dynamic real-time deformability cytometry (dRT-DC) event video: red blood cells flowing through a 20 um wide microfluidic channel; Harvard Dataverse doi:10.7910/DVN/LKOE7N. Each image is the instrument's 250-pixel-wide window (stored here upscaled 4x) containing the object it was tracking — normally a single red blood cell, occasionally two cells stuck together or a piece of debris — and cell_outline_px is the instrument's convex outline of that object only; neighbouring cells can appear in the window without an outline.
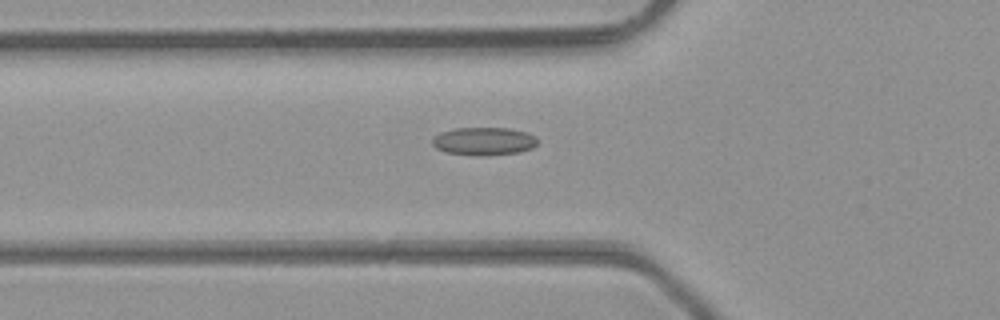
{"species": "common noctule bat (a hibernating species)", "species_latin": "Nyctalus noctula", "temperature_condition": "room temperature", "stored_images_in_passage": 36, "camera_frame_rate_fps": 3000, "um_per_image_px": 0.085, "animal": {"sex": "male", "body_mass_g": 23.1, "forearm_length_mm": 52.7}, "frame": {"image": 1, "passage_image": 6, "time_ms": 1.667, "image_size_px": [1000, 320], "cell_outline_px": [[536, 144], [532, 148], [520, 152], [484, 156], [476, 156], [444, 152], [436, 148], [432, 144], [432, 140], [440, 132], [456, 128], [508, 128], [528, 132], [536, 136]], "centroid_in_image_um": [41.13, 12.01], "position_along_channel_um": 84.7, "area_um2": 17.28}}
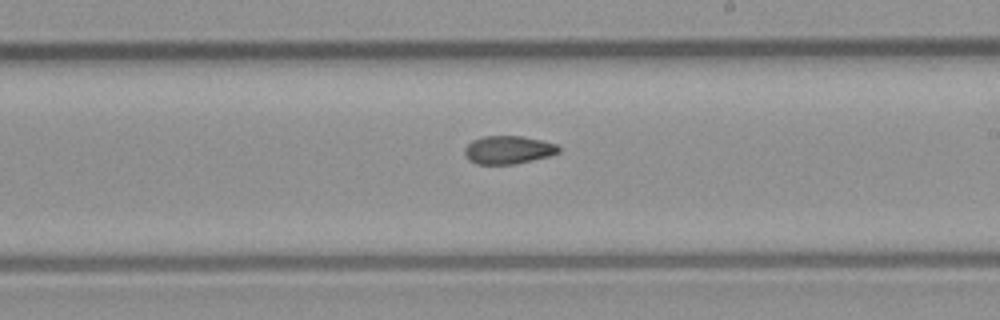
{"frame": {"image": 2, "passage_image": 17, "time_ms": 5.333, "image_size_px": [1000, 320], "cell_outline_px": [[560, 152], [548, 156], [512, 164], [476, 164], [468, 160], [464, 152], [464, 148], [472, 140], [484, 136], [524, 136], [556, 144], [560, 148]], "centroid_in_image_um": [43.17, 12.73], "position_along_channel_um": 245.8, "area_um2": 15.32}}
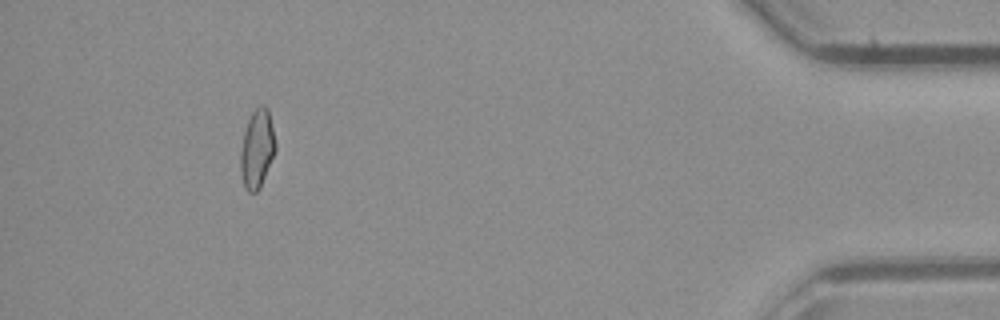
{"frame": {"image": 3, "passage_image": 33, "time_ms": 10.667, "image_size_px": [1000, 320], "cell_outline_px": [[276, 148], [260, 188], [256, 192], [248, 192], [244, 188], [240, 172], [240, 152], [244, 132], [248, 120], [252, 112], [260, 104], [264, 104], [268, 108], [276, 144]], "centroid_in_image_um": [21.83, 12.65], "position_along_channel_um": 413.4, "area_um2": 16.01}, "authors_computed_cell_mechanics": {"area_um2": 16.0106, "velocity_mm_per_s": 4.3616, "shape_relaxation_time_tau1_ms": null, "shape_relaxation_time_tau2_ms": 2.4742, "deformation_change_tau1": null, "deformation_change_tau2": 0.0827}}